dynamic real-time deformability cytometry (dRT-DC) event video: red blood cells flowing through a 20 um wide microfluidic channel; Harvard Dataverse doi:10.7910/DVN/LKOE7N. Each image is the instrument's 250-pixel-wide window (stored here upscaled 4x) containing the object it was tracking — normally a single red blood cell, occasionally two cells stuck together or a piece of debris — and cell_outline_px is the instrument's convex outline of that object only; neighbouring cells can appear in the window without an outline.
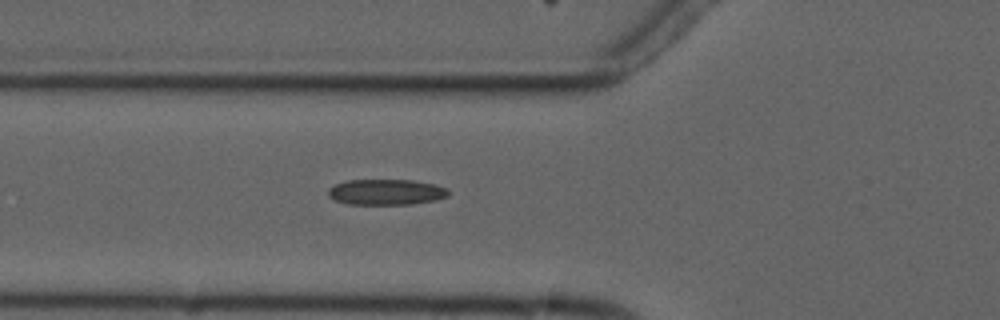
{"species": "common noctule bat (a hibernating species)", "species_latin": "Nyctalus noctula", "temperature_condition": "cold", "stored_images_in_passage": 5, "camera_frame_rate_fps": 3000, "um_per_image_px": 0.085, "animal": {"sex": "male", "forearm_length_mm": 52.5}, "frame": {"image": 1, "passage_image": 5, "time_ms": 5.667, "image_size_px": [1000, 320], "cell_outline_px": [[448, 196], [436, 200], [412, 204], [348, 204], [336, 200], [328, 196], [328, 188], [344, 180], [412, 180], [436, 184], [448, 188]], "centroid_in_image_um": [32.83, 16.32], "position_along_channel_um": 93.0, "area_um2": 18.09}}